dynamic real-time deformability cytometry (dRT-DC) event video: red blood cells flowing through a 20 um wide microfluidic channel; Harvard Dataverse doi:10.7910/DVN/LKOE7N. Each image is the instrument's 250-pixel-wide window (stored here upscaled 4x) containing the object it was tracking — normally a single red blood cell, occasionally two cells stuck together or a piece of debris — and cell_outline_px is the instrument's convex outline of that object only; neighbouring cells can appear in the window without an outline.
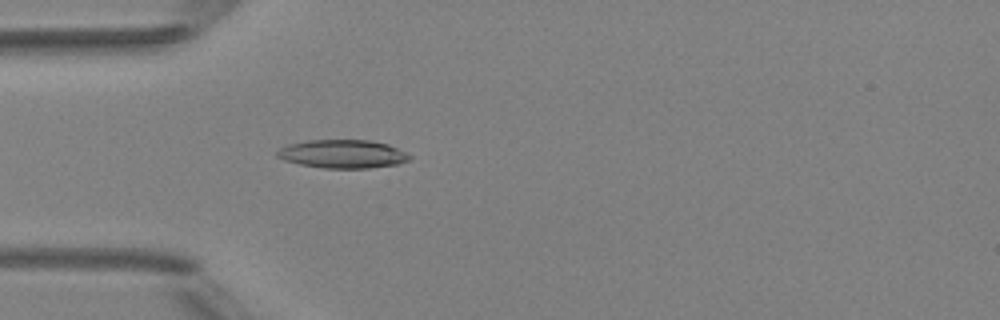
{"species": "Egyptian fruit bat (a non-hibernating species)", "species_latin": "Rousettus aegyptiacus", "temperature_condition": "room temperature", "stored_images_in_passage": 3, "camera_frame_rate_fps": 3000, "um_per_image_px": 0.085, "animal": {"sex": "female"}, "frame": {"image": 1, "passage_image": 3, "time_ms": 2.333, "image_size_px": [1000, 320], "cell_outline_px": [[412, 156], [408, 160], [396, 164], [368, 168], [324, 168], [300, 164], [284, 160], [276, 156], [276, 152], [280, 148], [288, 144], [308, 140], [368, 140], [388, 144]], "centroid_in_image_um": [29.09, 13.08], "position_along_channel_um": 55.9, "area_um2": 21.73}}